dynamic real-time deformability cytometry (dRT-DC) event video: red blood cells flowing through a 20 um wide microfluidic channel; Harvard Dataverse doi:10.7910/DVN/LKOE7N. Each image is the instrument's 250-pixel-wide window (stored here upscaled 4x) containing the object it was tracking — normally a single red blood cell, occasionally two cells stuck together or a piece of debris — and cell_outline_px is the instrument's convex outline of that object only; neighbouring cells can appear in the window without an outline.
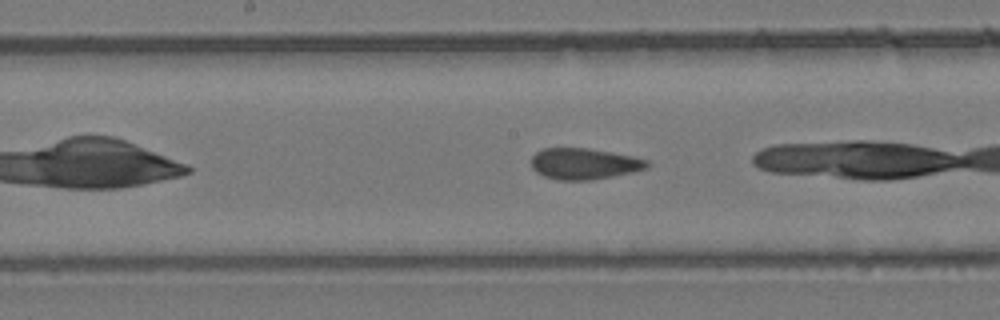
{"species": "common noctule bat (a hibernating species)", "species_latin": "Nyctalus noctula", "temperature_condition": "room temperature", "stored_images_in_passage": 15, "camera_frame_rate_fps": 3000, "um_per_image_px": 0.085, "animal": {"sex": "female", "body_mass_g": 24.6, "forearm_length_mm": 56.2}, "frame": {"image": 1, "passage_image": 13, "time_ms": 4.0, "image_size_px": [1000, 320], "cell_outline_px": [[652, 164], [648, 168], [632, 172], [592, 180], [556, 180], [544, 176], [536, 172], [532, 168], [532, 156], [536, 152], [544, 148], [588, 148], [632, 156], [648, 160]], "centroid_in_image_um": [49.66, 13.92], "position_along_channel_um": 198.5, "area_um2": 21.1}}